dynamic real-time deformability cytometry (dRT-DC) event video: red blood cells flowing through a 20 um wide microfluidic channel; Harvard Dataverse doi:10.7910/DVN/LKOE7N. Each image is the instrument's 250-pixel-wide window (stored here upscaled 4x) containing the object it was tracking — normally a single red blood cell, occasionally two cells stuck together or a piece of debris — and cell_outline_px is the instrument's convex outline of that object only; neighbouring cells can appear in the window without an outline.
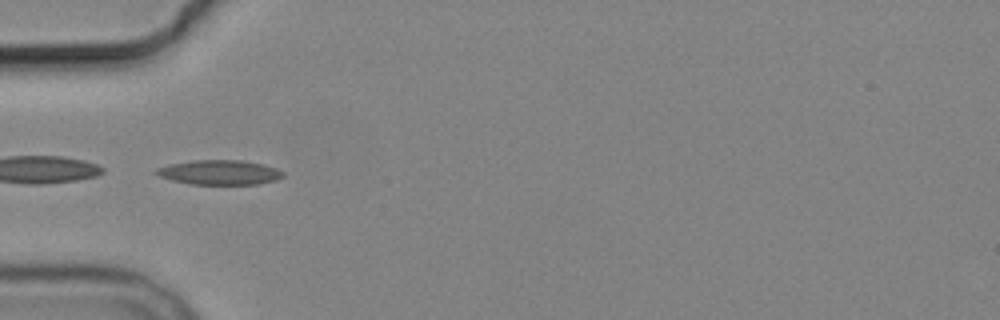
{"species": "common noctule bat (a hibernating species)", "species_latin": "Nyctalus noctula", "temperature_condition": "cold", "stored_images_in_passage": 11, "camera_frame_rate_fps": 3000, "um_per_image_px": 0.085, "animal": {"sex": "male", "body_mass_g": 19.2, "forearm_length_mm": 51.8}, "frame": {"image": 1, "passage_image": 1, "time_ms": 0.0, "image_size_px": [1000, 320], "cell_outline_px": [[284, 176], [276, 180], [260, 184], [192, 184], [172, 180], [160, 176], [152, 172], [156, 168], [168, 164], [192, 160], [240, 160], [264, 164], [276, 168], [284, 172]], "centroid_in_image_um": [18.65, 14.65], "position_along_channel_um": 66.3, "area_um2": 18.32}}
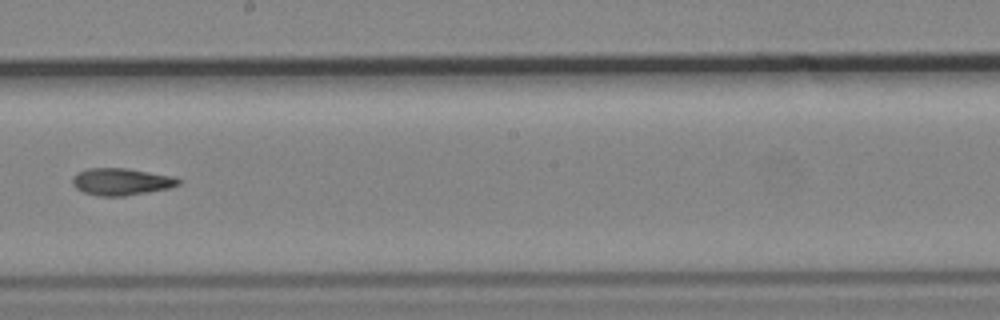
{"frame": {"image": 2, "passage_image": 5, "time_ms": 4.667, "image_size_px": [1000, 320], "cell_outline_px": [[184, 180], [180, 184], [172, 188], [124, 196], [100, 196], [84, 192], [76, 188], [72, 184], [72, 176], [76, 172], [88, 168], [128, 168], [172, 176]], "centroid_in_image_um": [10.33, 15.44], "position_along_channel_um": 237.9, "area_um2": 16.94}}
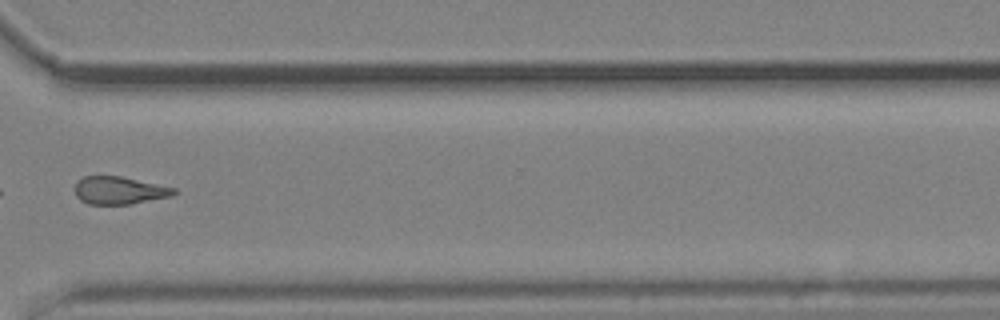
{"frame": {"image": 3, "passage_image": 8, "time_ms": 8.0, "image_size_px": [1000, 320], "cell_outline_px": [[180, 192], [172, 196], [132, 204], [88, 204], [80, 200], [76, 196], [76, 180], [84, 176], [120, 176], [176, 188]], "centroid_in_image_um": [10.16, 16.19], "position_along_channel_um": 360.4, "area_um2": 16.07}, "authors_computed_cell_mechanics": {"area_um2": 16.9932, "velocity_mm_per_s": 3.6837, "shape_relaxation_time_tau1_ms": 5.3878, "shape_relaxation_time_tau2_ms": null, "deformation_change_tau1": 0.1193, "deformation_change_tau2": null}}